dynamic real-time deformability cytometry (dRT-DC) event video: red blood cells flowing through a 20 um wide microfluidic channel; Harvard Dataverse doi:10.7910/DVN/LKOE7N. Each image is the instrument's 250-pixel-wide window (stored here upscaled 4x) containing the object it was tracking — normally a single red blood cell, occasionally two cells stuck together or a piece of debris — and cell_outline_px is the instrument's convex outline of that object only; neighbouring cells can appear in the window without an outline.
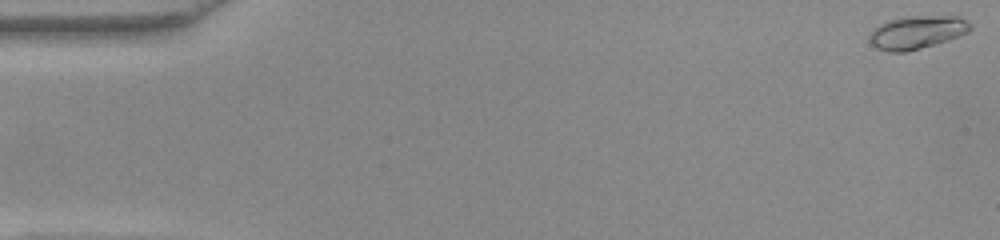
{"species": "common noctule bat (a hibernating species)", "species_latin": "Nyctalus noctula", "temperature_condition": "warm", "stored_images_in_passage": 43, "camera_frame_rate_fps": 3000, "um_per_image_px": 0.085, "animal": {"sex": "female", "body_mass_g": 22.0, "forearm_length_mm": 56.7}, "frame": {"image": 1, "passage_image": 1, "time_ms": 0.0, "image_size_px": [1000, 240], "cell_outline_px": [[972, 28], [968, 32], [960, 36], [948, 40], [920, 48], [904, 52], [888, 52], [876, 48], [868, 40], [868, 36], [872, 28], [888, 20], [908, 16], [956, 16], [968, 20], [972, 24]], "centroid_in_image_um": [77.93, 2.74], "position_along_channel_um": 7.1, "area_um2": 19.65}}
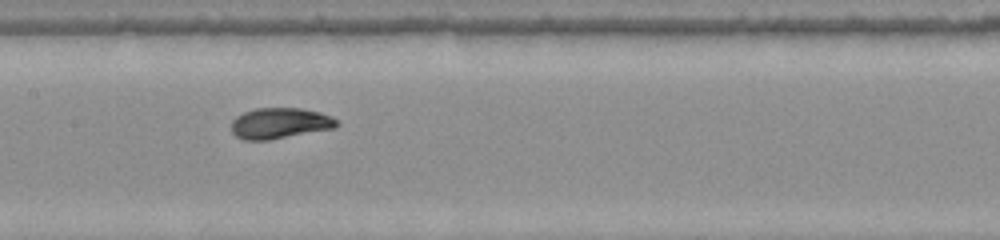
{"frame": {"image": 2, "passage_image": 26, "time_ms": 8.333, "image_size_px": [1000, 240], "cell_outline_px": [[340, 124], [336, 128], [268, 140], [244, 140], [236, 136], [232, 132], [232, 120], [236, 116], [244, 112], [256, 108], [300, 108], [320, 112], [332, 116]], "centroid_in_image_um": [23.8, 10.47], "position_along_channel_um": 183.6, "area_um2": 19.02}}
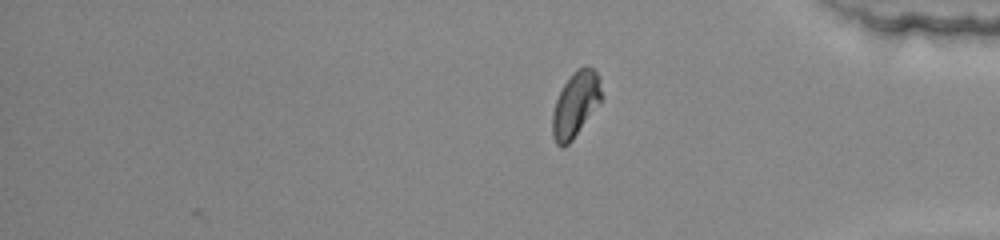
{"frame": {"image": 3, "passage_image": 43, "time_ms": 14.0, "image_size_px": [1000, 240], "cell_outline_px": [[600, 104], [572, 140], [564, 148], [560, 148], [556, 144], [552, 136], [552, 112], [556, 100], [564, 84], [572, 72], [580, 68], [592, 68], [600, 76]], "centroid_in_image_um": [48.89, 8.92], "position_along_channel_um": 386.3, "area_um2": 18.55}, "authors_computed_cell_mechanics": {"area_um2": 18.3804, "velocity_mm_per_s": 3.8936, "shape_relaxation_time_tau1_ms": 2.0957, "shape_relaxation_time_tau2_ms": null, "deformation_change_tau1": 0.1408, "deformation_change_tau2": null}}